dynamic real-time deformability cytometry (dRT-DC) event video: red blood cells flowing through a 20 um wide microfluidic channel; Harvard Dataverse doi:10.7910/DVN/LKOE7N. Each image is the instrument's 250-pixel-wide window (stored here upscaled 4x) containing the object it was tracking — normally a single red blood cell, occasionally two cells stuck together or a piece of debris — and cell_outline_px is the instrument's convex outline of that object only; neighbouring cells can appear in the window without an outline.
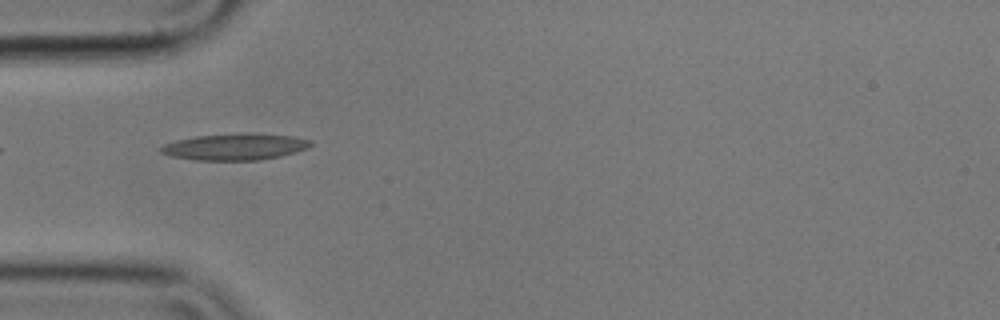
{"species": "common noctule bat (a hibernating species)", "species_latin": "Nyctalus noctula", "temperature_condition": "cold", "stored_images_in_passage": 5, "camera_frame_rate_fps": 3000, "um_per_image_px": 0.085, "animal": {"sex": "male", "body_mass_g": 17.9}, "frame": {"image": 1, "passage_image": 4, "time_ms": 1.0, "image_size_px": [1000, 320], "cell_outline_px": [[312, 144], [308, 148], [296, 152], [280, 156], [260, 160], [196, 160], [172, 156], [160, 152], [160, 148], [164, 144], [176, 140], [196, 136], [240, 132], [252, 132], [292, 136], [312, 140]], "centroid_in_image_um": [20.01, 12.46], "position_along_channel_um": 65.0, "area_um2": 23.41}}
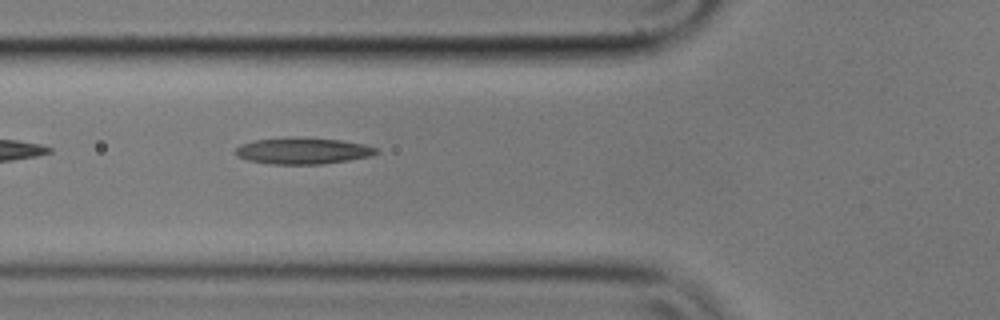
{"frame": {"image": 2, "passage_image": 5, "time_ms": 1.333, "image_size_px": [1000, 320], "cell_outline_px": [[380, 152], [372, 156], [348, 160], [320, 164], [272, 164], [248, 160], [236, 156], [236, 148], [240, 144], [256, 140], [340, 140], [364, 144], [380, 148]], "centroid_in_image_um": [25.81, 12.87], "position_along_channel_um": 100.0, "area_um2": 20.63}}